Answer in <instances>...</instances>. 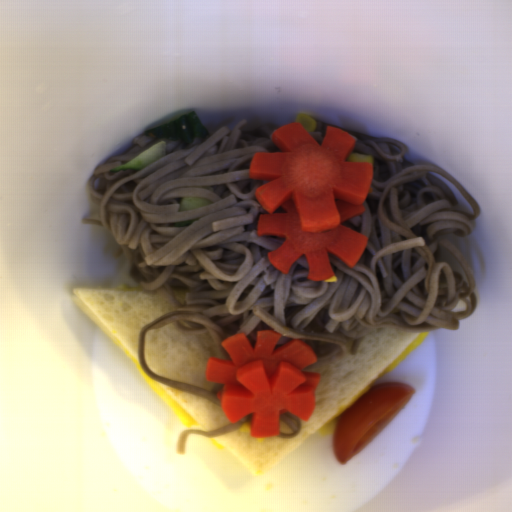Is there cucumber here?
Here are the masks:
<instances>
[{
  "instance_id": "8b760119",
  "label": "cucumber",
  "mask_w": 512,
  "mask_h": 512,
  "mask_svg": "<svg viewBox=\"0 0 512 512\" xmlns=\"http://www.w3.org/2000/svg\"><path fill=\"white\" fill-rule=\"evenodd\" d=\"M210 131L195 112L176 116L147 130L143 135L159 139L181 141L182 144H192L197 137L208 136Z\"/></svg>"
},
{
  "instance_id": "586b57bf",
  "label": "cucumber",
  "mask_w": 512,
  "mask_h": 512,
  "mask_svg": "<svg viewBox=\"0 0 512 512\" xmlns=\"http://www.w3.org/2000/svg\"><path fill=\"white\" fill-rule=\"evenodd\" d=\"M166 155V143L165 141L155 142L141 153L127 161L126 163L110 169L111 172H117L121 170H140L152 162Z\"/></svg>"
},
{
  "instance_id": "888e309b",
  "label": "cucumber",
  "mask_w": 512,
  "mask_h": 512,
  "mask_svg": "<svg viewBox=\"0 0 512 512\" xmlns=\"http://www.w3.org/2000/svg\"><path fill=\"white\" fill-rule=\"evenodd\" d=\"M210 204H213L212 201L194 195L182 198L178 208V212L202 208Z\"/></svg>"
},
{
  "instance_id": "2a18db57",
  "label": "cucumber",
  "mask_w": 512,
  "mask_h": 512,
  "mask_svg": "<svg viewBox=\"0 0 512 512\" xmlns=\"http://www.w3.org/2000/svg\"><path fill=\"white\" fill-rule=\"evenodd\" d=\"M195 220H184V221H179V222H175L174 224V227H184V226H190Z\"/></svg>"
}]
</instances>
